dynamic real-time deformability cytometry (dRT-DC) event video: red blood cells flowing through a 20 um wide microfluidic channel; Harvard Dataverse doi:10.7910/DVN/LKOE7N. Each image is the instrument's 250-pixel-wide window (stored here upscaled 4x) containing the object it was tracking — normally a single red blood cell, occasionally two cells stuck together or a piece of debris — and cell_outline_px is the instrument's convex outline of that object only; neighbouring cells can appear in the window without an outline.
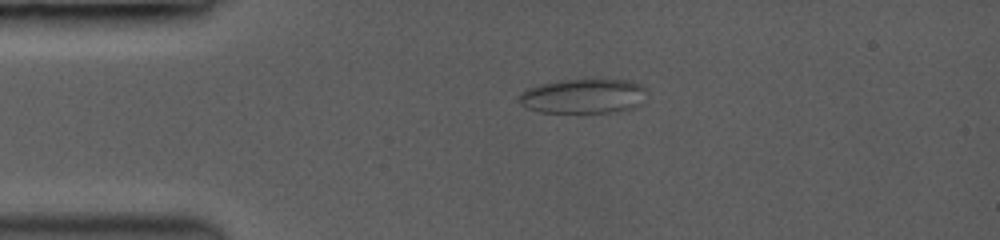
{"species": "common noctule bat (a hibernating species)", "species_latin": "Nyctalus noctula", "temperature_condition": "room temperature", "stored_images_in_passage": 47, "camera_frame_rate_fps": 3500, "um_per_image_px": 0.085, "animal": {"sex": "female", "body_mass_g": 19.0, "forearm_length_mm": 53.3}, "frame": {"image": 1, "passage_image": 1, "time_ms": 0.0, "image_size_px": [1000, 240], "cell_outline_px": [[648, 100], [644, 104], [636, 108], [616, 112], [540, 112], [524, 108], [520, 104], [520, 96], [524, 92], [532, 88], [544, 84], [572, 80], [624, 80], [636, 84], [644, 88]], "centroid_in_image_um": [49.69, 8.21], "position_along_channel_um": 35.3, "area_um2": 25.43}}
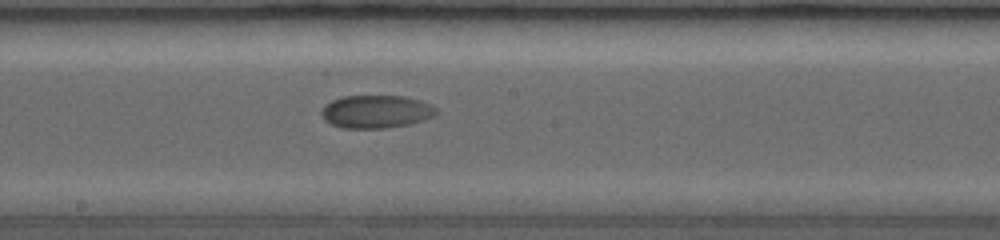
{"frame": {"image": 2, "passage_image": 21, "time_ms": 5.714, "image_size_px": [1000, 240], "cell_outline_px": [[436, 112], [432, 116], [424, 120], [408, 124], [388, 128], [344, 128], [332, 124], [324, 120], [320, 112], [332, 100], [344, 96], [400, 96], [416, 100], [428, 104], [436, 108]], "centroid_in_image_um": [31.93, 9.5], "position_along_channel_um": 216.3, "area_um2": 21.62}}
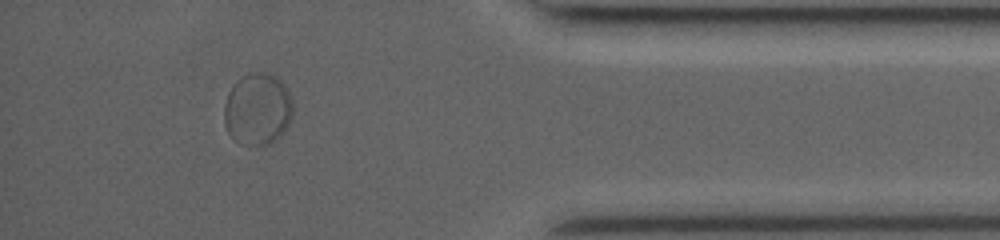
{"frame": {"image": 3, "passage_image": 41, "time_ms": 11.429, "image_size_px": [1000, 240], "cell_outline_px": [[292, 116], [288, 124], [280, 136], [276, 140], [268, 144], [244, 144], [236, 140], [228, 132], [224, 124], [224, 104], [228, 92], [236, 80], [252, 72], [272, 72], [280, 80], [288, 92], [292, 100]], "centroid_in_image_um": [21.89, 9.25], "position_along_channel_um": 413.3, "area_um2": 28.78}, "authors_computed_cell_mechanics": {"area_um2": 21.964, "velocity_mm_per_s": 3.8123, "shape_relaxation_time_tau1_ms": 1.7045, "shape_relaxation_time_tau2_ms": null, "deformation_change_tau1": 0.0472, "deformation_change_tau2": null}}